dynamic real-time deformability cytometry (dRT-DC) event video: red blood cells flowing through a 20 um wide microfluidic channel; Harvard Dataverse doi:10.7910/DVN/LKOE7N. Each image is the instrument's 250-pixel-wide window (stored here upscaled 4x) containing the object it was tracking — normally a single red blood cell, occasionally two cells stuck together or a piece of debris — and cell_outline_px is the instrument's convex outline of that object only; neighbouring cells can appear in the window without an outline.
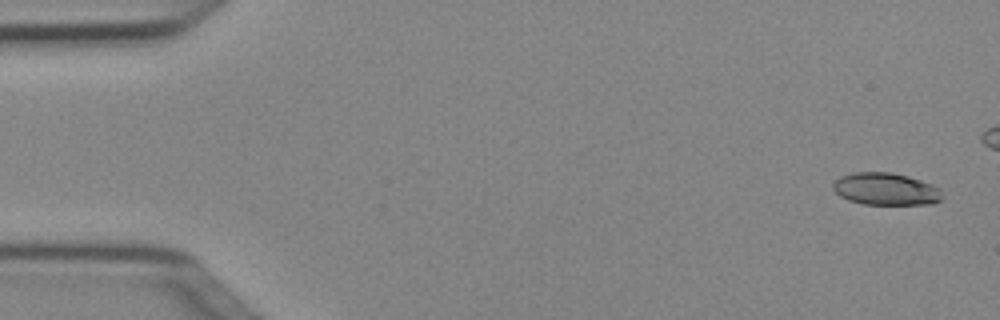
{"species": "Egyptian fruit bat (a non-hibernating species)", "species_latin": "Rousettus aegyptiacus", "temperature_condition": "cold", "stored_images_in_passage": 6, "camera_frame_rate_fps": 3000, "um_per_image_px": 0.085, "animal": {"sex": "female"}, "frame": {"image": 1, "passage_image": 1, "time_ms": 0.0, "image_size_px": [1000, 320], "cell_outline_px": [[940, 200], [932, 204], [864, 204], [848, 200], [840, 196], [832, 188], [832, 184], [840, 176], [856, 172], [892, 172], [908, 176], [932, 184], [940, 188]], "centroid_in_image_um": [75.27, 16.06], "position_along_channel_um": 9.7, "area_um2": 20.46}}
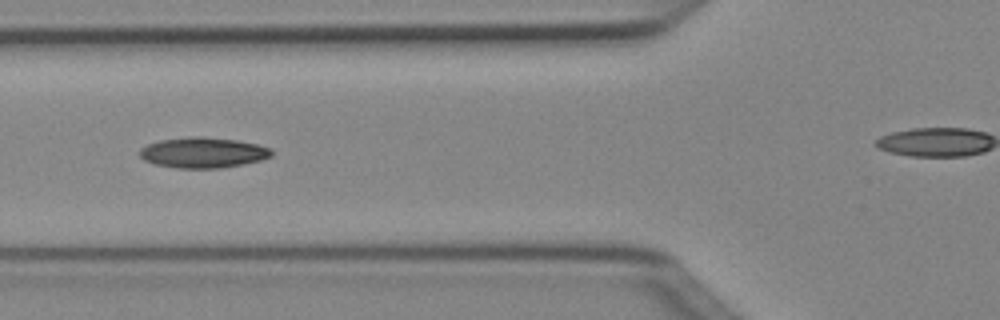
{"frame": {"image": 2, "passage_image": 6, "time_ms": 1.667, "image_size_px": [1000, 320], "cell_outline_px": [[272, 156], [260, 160], [244, 164], [220, 168], [176, 168], [156, 164], [144, 160], [140, 156], [140, 148], [148, 144], [160, 140], [188, 136], [200, 136], [236, 140], [256, 144], [272, 148]], "centroid_in_image_um": [17.26, 12.97], "position_along_channel_um": 108.5, "area_um2": 23.47}}